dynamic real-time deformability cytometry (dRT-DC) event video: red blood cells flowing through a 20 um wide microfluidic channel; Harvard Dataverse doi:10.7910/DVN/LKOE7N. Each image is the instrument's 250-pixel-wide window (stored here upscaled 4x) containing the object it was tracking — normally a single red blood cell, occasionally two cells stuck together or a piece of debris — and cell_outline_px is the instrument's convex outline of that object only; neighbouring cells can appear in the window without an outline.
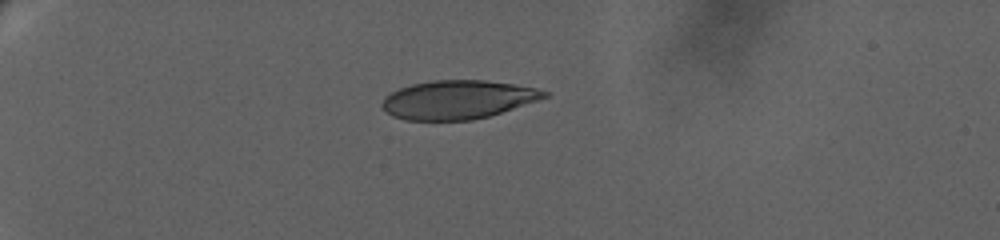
{"species": "human", "species_latin": "Homo sapiens", "temperature_condition": "warm", "stored_images_in_passage": 64, "camera_frame_rate_fps": 3000, "um_per_image_px": 0.085, "donor": {"sex": "female"}, "frame": {"image": 1, "passage_image": 1, "time_ms": 0.0, "image_size_px": [1000, 240], "cell_outline_px": [[548, 96], [488, 116], [472, 120], [404, 120], [392, 116], [380, 104], [392, 92], [400, 88], [412, 84], [432, 80], [484, 80], [512, 84], [536, 88], [548, 92]], "centroid_in_image_um": [38.88, 8.47], "position_along_channel_um": 46.1, "area_um2": 35.95}}
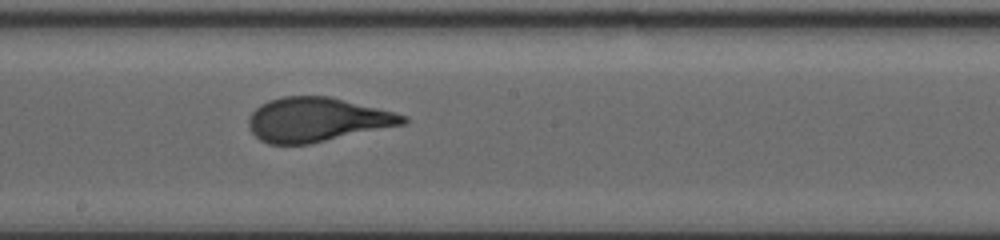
{"frame": {"image": 2, "passage_image": 35, "time_ms": 7.333, "image_size_px": [1000, 240], "cell_outline_px": [[408, 120], [404, 124], [308, 144], [268, 144], [260, 140], [252, 132], [248, 124], [248, 120], [252, 112], [260, 104], [268, 100], [280, 96], [328, 96], [408, 116]], "centroid_in_image_um": [26.89, 10.17], "position_along_channel_um": 221.3, "area_um2": 39.3}}
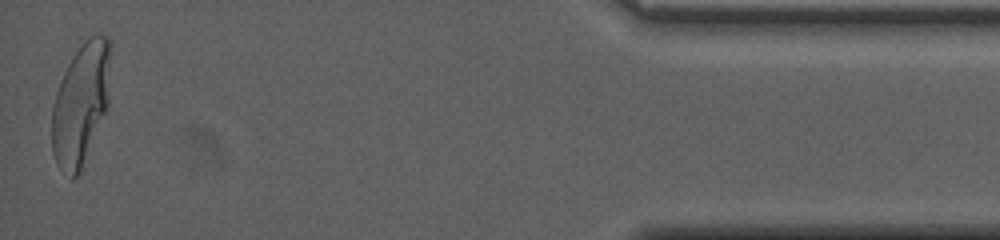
{"frame": {"image": 3, "passage_image": 64, "time_ms": 15.667, "image_size_px": [1000, 240], "cell_outline_px": [[112, 52], [108, 104], [80, 172], [72, 180], [56, 164], [52, 152], [52, 104], [60, 80], [72, 56], [96, 32], [108, 36], [112, 44]], "centroid_in_image_um": [6.88, 8.8], "position_along_channel_um": 428.3, "area_um2": 41.85}, "authors_computed_cell_mechanics": {"area_um2": 39.5352, "velocity_mm_per_s": 3.2217, "shape_relaxation_time_tau1_ms": 4.9156, "shape_relaxation_time_tau2_ms": null, "deformation_change_tau1": 0.2176, "deformation_change_tau2": null}}